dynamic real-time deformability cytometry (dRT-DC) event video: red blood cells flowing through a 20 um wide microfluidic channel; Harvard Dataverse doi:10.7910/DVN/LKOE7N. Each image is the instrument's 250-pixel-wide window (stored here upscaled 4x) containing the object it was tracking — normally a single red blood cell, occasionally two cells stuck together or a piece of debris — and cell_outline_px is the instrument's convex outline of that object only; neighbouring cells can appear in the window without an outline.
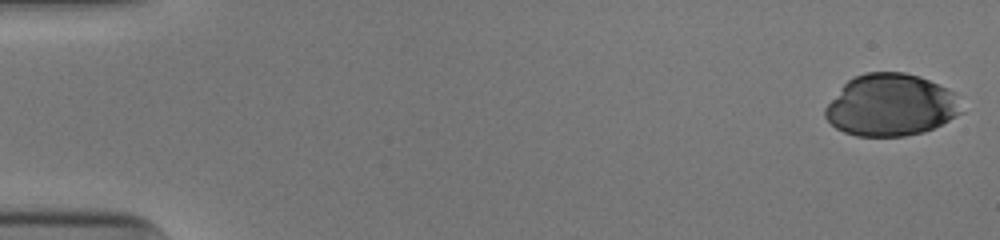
{"species": "human", "species_latin": "Homo sapiens", "temperature_condition": "cold", "stored_images_in_passage": 10, "camera_frame_rate_fps": 3000, "um_per_image_px": 0.085, "donor": {"sex": "male"}, "frame": {"image": 1, "passage_image": 1, "time_ms": 0.0, "image_size_px": [1000, 240], "cell_outline_px": [[964, 112], [924, 132], [904, 136], [856, 136], [844, 132], [836, 128], [824, 116], [824, 108], [844, 84], [848, 80], [864, 72], [904, 72], [920, 76], [948, 88], [956, 92]], "centroid_in_image_um": [75.74, 8.93], "position_along_channel_um": 9.3, "area_um2": 49.42}}